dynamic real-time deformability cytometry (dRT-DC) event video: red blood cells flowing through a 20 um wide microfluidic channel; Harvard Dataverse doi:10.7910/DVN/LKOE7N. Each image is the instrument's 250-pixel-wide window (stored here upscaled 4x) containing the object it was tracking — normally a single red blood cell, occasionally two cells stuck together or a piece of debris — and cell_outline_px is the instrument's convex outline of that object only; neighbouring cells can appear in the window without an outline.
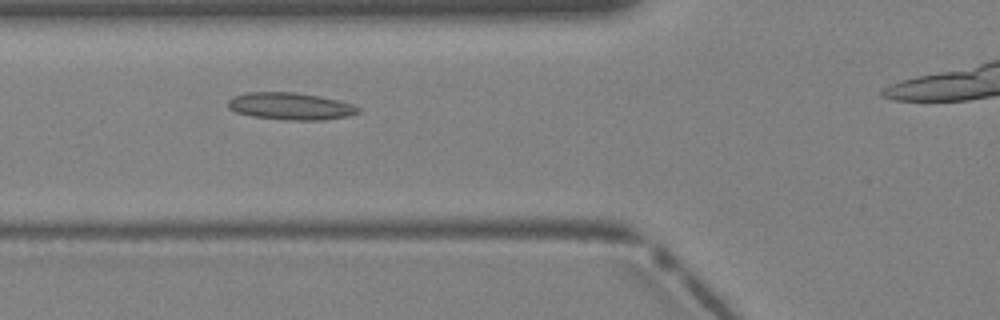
{"species": "Egyptian fruit bat (a non-hibernating species)", "species_latin": "Rousettus aegyptiacus", "temperature_condition": "warm", "stored_images_in_passage": 4, "segment_of_instrument_passage": [1, 2], "camera_frame_rate_fps": 3000, "um_per_image_px": 0.085, "animal": {"sex": "female"}, "frame": {"image": 1, "passage_image": 2, "time_ms": 0.333, "image_size_px": [1000, 320], "cell_outline_px": [[360, 112], [348, 116], [324, 120], [284, 120], [252, 116], [236, 112], [228, 108], [228, 100], [232, 96], [248, 92], [296, 92], [320, 96], [352, 104], [360, 108]], "centroid_in_image_um": [24.68, 9.03], "position_along_channel_um": 101.1, "area_um2": 20.69}}
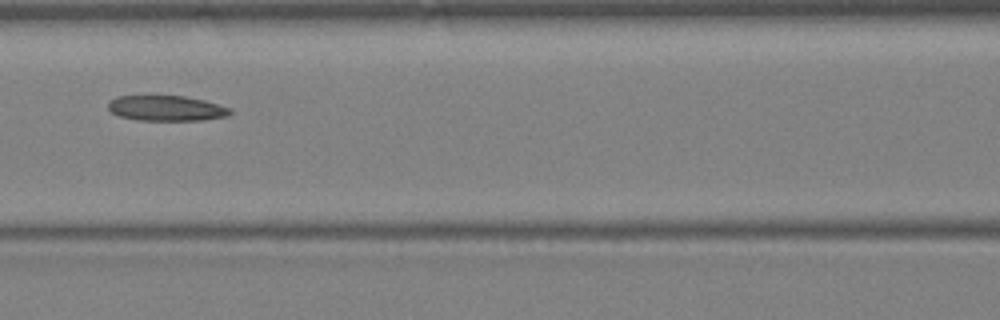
{"frame": {"image": 2, "passage_image": 3, "time_ms": 0.667, "image_size_px": [1000, 320], "cell_outline_px": [[232, 112], [228, 116], [204, 120], [136, 120], [120, 116], [112, 112], [108, 108], [108, 104], [116, 96], [184, 96], [204, 100], [232, 108]], "centroid_in_image_um": [14.18, 9.2], "position_along_channel_um": 152.4, "area_um2": 17.98}}